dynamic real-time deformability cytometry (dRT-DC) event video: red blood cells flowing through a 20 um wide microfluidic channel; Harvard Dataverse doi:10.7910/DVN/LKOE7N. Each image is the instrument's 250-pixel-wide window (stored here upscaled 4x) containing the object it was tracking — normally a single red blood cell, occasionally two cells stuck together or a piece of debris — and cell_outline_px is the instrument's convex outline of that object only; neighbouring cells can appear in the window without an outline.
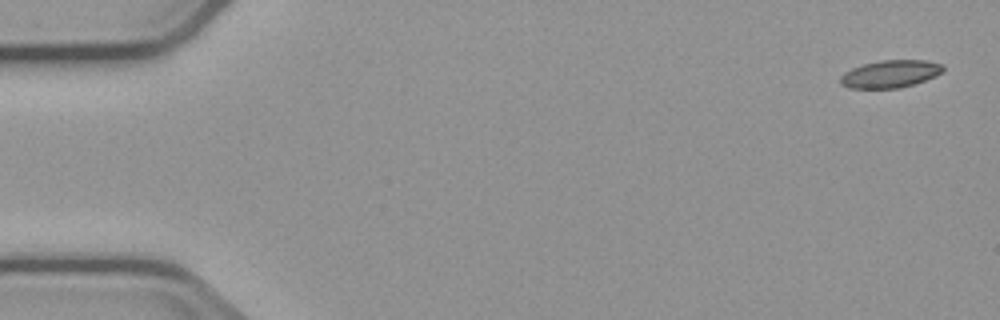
{"species": "common noctule bat (a hibernating species)", "species_latin": "Nyctalus noctula", "temperature_condition": "cold", "stored_images_in_passage": 6, "segment_of_instrument_passage": [1, 2], "camera_frame_rate_fps": 3000, "um_per_image_px": 0.085, "animal": {"sex": "male", "body_mass_g": 23.1, "forearm_length_mm": 52.7}, "frame": {"image": 1, "passage_image": 1, "time_ms": 0.0, "image_size_px": [1000, 320], "cell_outline_px": [[944, 68], [936, 76], [900, 88], [848, 88], [840, 84], [840, 76], [844, 72], [852, 68], [864, 64], [880, 60], [924, 60], [944, 64]], "centroid_in_image_um": [75.65, 6.28], "position_along_channel_um": 9.4, "area_um2": 16.42}}
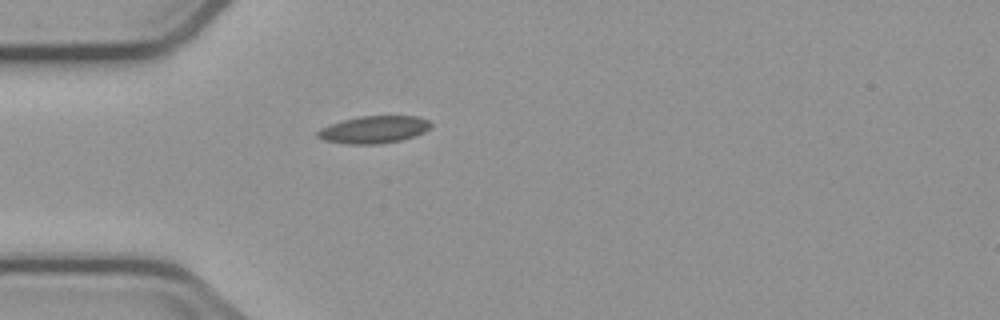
{"frame": {"image": 2, "passage_image": 5, "time_ms": 4.667, "image_size_px": [1000, 320], "cell_outline_px": [[432, 124], [424, 132], [400, 140], [380, 144], [348, 144], [324, 140], [316, 136], [316, 132], [320, 128], [328, 124], [360, 116], [416, 116], [428, 120]], "centroid_in_image_um": [31.73, 11.01], "position_along_channel_um": 53.3, "area_um2": 17.92}}